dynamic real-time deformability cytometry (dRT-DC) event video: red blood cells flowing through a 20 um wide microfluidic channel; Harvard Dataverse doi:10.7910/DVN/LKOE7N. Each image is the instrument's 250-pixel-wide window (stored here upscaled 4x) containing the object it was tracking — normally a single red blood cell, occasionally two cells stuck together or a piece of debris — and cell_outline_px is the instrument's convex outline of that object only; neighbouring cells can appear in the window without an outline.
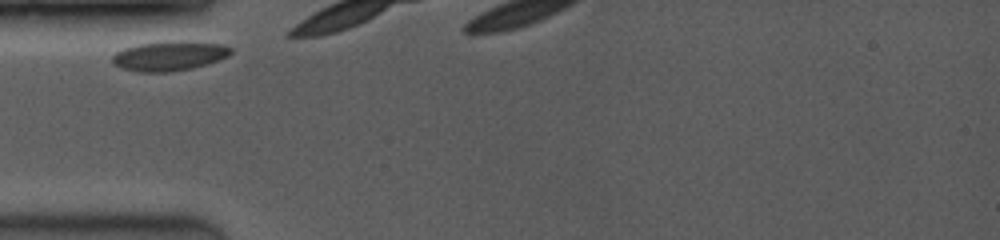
{"species": "common noctule bat (a hibernating species)", "species_latin": "Nyctalus noctula", "temperature_condition": "room temperature", "stored_images_in_passage": 2, "camera_frame_rate_fps": 3500, "um_per_image_px": 0.085, "animal": {"sex": "female", "body_mass_g": 19.0, "forearm_length_mm": 53.3}, "frame": {"image": 1, "passage_image": 1, "time_ms": 0.0, "image_size_px": [1000, 240], "cell_outline_px": [[232, 52], [228, 56], [220, 60], [208, 64], [192, 68], [168, 72], [136, 72], [120, 68], [112, 64], [112, 56], [116, 52], [124, 48], [140, 44], [172, 40], [176, 40], [220, 44], [232, 48]], "centroid_in_image_um": [14.37, 4.76], "position_along_channel_um": 70.6, "area_um2": 20.63}}